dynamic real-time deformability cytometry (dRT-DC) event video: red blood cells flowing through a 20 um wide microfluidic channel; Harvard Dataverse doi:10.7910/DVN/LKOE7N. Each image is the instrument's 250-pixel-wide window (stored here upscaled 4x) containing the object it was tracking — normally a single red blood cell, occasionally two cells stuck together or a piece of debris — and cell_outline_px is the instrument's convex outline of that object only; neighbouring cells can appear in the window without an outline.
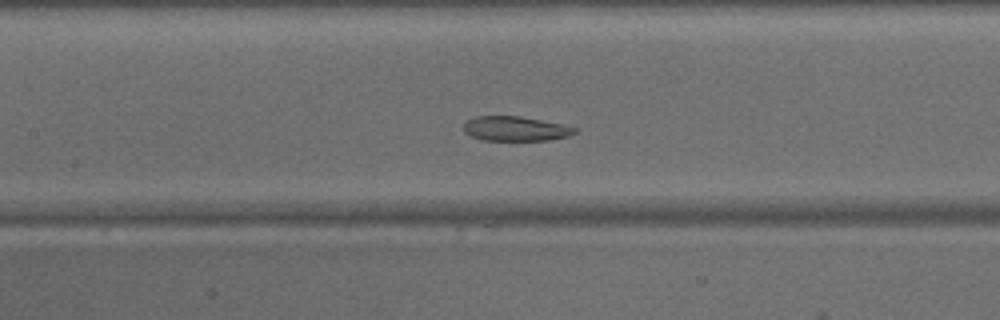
{"species": "common noctule bat (a hibernating species)", "species_latin": "Nyctalus noctula", "temperature_condition": "warm", "stored_images_in_passage": 43, "camera_frame_rate_fps": 3000, "um_per_image_px": 0.085, "animal": {"sex": "male", "body_mass_g": 15.6}, "frame": {"image": 1, "passage_image": 16, "time_ms": 5.0, "image_size_px": [1000, 320], "cell_outline_px": [[576, 132], [568, 136], [548, 140], [484, 140], [472, 136], [464, 132], [464, 120], [472, 116], [516, 116], [540, 120], [560, 124], [576, 128]], "centroid_in_image_um": [43.74, 10.93], "position_along_channel_um": 163.7, "area_um2": 15.78}}
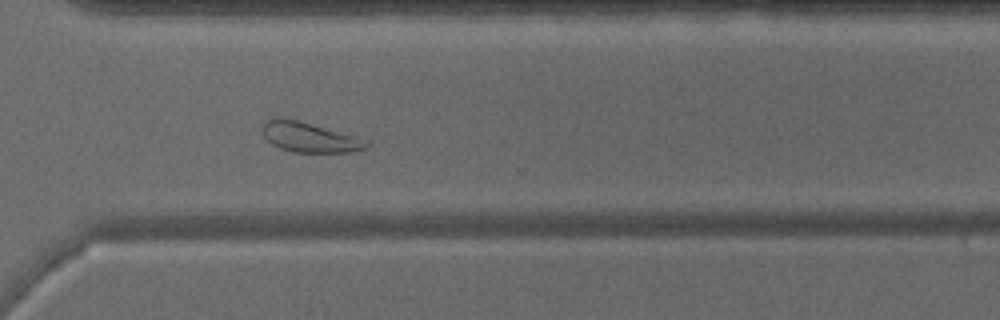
{"frame": {"image": 2, "passage_image": 29, "time_ms": 9.333, "image_size_px": [1000, 320], "cell_outline_px": [[368, 148], [348, 152], [292, 152], [280, 148], [272, 144], [264, 136], [260, 124], [264, 120], [272, 116], [296, 120], [312, 124], [352, 136], [368, 144]], "centroid_in_image_um": [26.15, 11.65], "position_along_channel_um": 344.5, "area_um2": 17.8}}
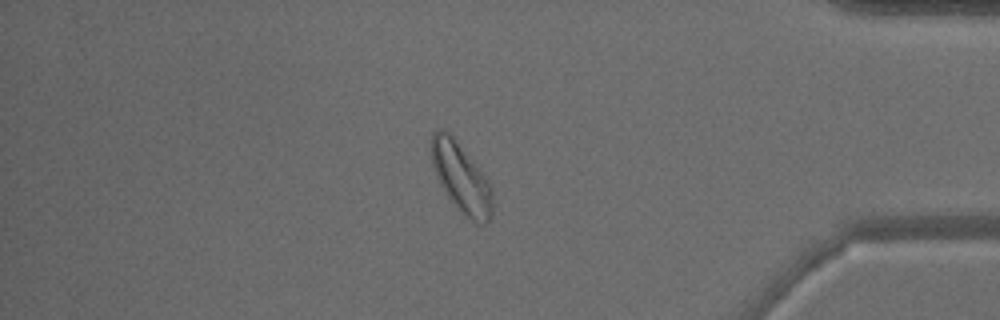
{"frame": {"image": 3, "passage_image": 35, "time_ms": 11.333, "image_size_px": [1000, 320], "cell_outline_px": [[492, 216], [484, 224], [476, 224], [456, 208], [440, 184], [436, 176], [432, 164], [432, 132], [436, 128], [444, 128], [456, 140], [484, 176], [492, 192]], "centroid_in_image_um": [39.18, 15.12], "position_along_channel_um": 396.0, "area_um2": 24.28}}